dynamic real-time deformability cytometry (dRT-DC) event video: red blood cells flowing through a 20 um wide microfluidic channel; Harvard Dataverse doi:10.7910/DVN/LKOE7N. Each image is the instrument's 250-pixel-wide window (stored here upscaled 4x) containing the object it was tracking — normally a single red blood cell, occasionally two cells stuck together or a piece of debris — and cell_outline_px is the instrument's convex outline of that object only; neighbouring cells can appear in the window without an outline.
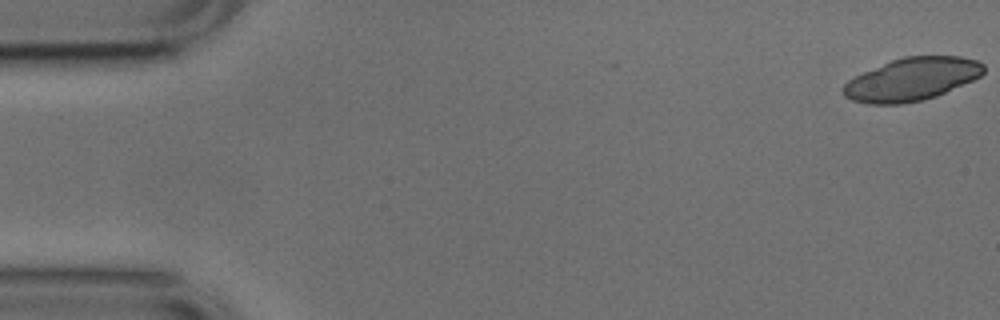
{"species": "common noctule bat (a hibernating species)", "species_latin": "Nyctalus noctula", "temperature_condition": "cold", "stored_images_in_passage": 25, "camera_frame_rate_fps": 3000, "um_per_image_px": 0.085, "animal": {"sex": "male", "body_mass_g": 17.9, "forearm_length_mm": 54.2}, "frame": {"image": 1, "passage_image": 1, "time_ms": 0.0, "image_size_px": [1000, 320], "cell_outline_px": [[984, 72], [980, 76], [972, 80], [936, 96], [924, 100], [900, 104], [868, 104], [852, 100], [844, 96], [840, 88], [848, 80], [864, 72], [892, 60], [904, 56], [960, 56], [976, 60], [984, 64]], "centroid_in_image_um": [77.48, 6.74], "position_along_channel_um": 7.5, "area_um2": 34.91}}